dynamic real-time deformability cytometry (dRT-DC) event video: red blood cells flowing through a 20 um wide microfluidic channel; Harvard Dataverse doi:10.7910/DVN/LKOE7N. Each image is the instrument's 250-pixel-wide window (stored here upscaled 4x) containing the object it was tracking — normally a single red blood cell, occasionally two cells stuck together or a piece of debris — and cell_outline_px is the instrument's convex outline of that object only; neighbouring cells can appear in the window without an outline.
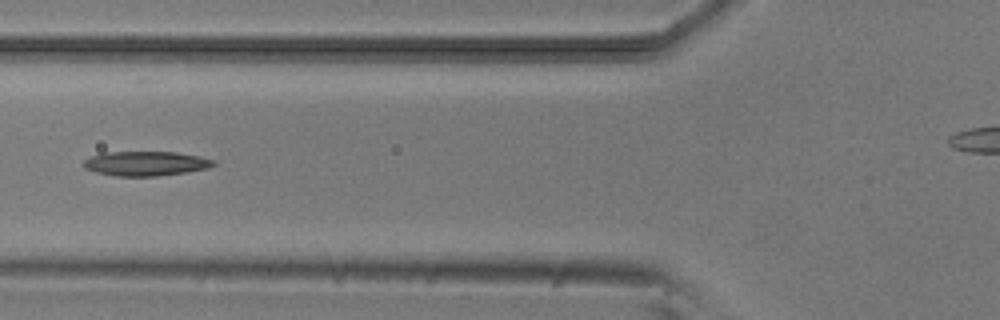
{"species": "common noctule bat (a hibernating species)", "species_latin": "Nyctalus noctula", "temperature_condition": "room temperature", "stored_images_in_passage": 7, "segment_of_instrument_passage": [1, 2], "camera_frame_rate_fps": 3000, "um_per_image_px": 0.085, "animal": {"sex": "male", "body_mass_g": 20.5, "forearm_length_mm": 52.5}, "frame": {"image": 1, "passage_image": 6, "time_ms": 5.667, "image_size_px": [1000, 320], "cell_outline_px": [[216, 164], [208, 168], [184, 172], [156, 176], [116, 176], [96, 172], [84, 168], [84, 160], [100, 152], [176, 152], [200, 156], [216, 160]], "centroid_in_image_um": [12.4, 13.89], "position_along_channel_um": 113.4, "area_um2": 18.55}}